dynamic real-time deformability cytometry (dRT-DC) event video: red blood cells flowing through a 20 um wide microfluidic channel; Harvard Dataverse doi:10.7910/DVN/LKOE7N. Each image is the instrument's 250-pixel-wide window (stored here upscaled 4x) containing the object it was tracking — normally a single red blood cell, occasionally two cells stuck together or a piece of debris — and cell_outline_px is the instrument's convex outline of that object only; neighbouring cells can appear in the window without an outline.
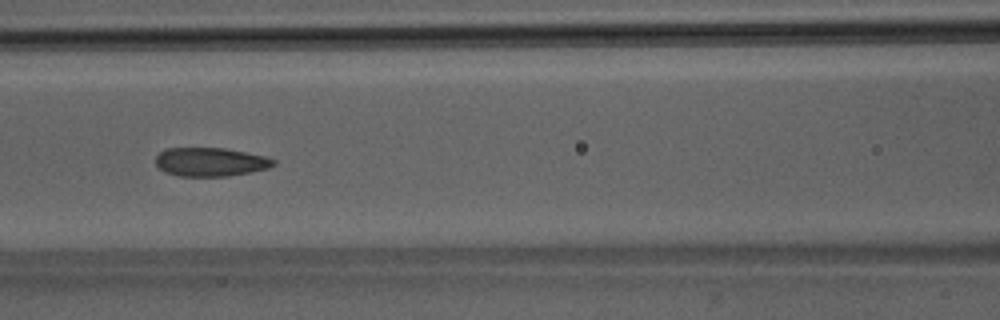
{"species": "Egyptian fruit bat (a non-hibernating species)", "species_latin": "Rousettus aegyptiacus", "temperature_condition": "room temperature", "stored_images_in_passage": 39, "camera_frame_rate_fps": 3000, "um_per_image_px": 0.085, "animal": {"sex": "male"}, "frame": {"image": 1, "passage_image": 11, "time_ms": 3.333, "image_size_px": [1000, 320], "cell_outline_px": [[276, 164], [268, 168], [228, 176], [180, 176], [164, 172], [156, 164], [156, 156], [164, 148], [224, 148], [264, 156], [276, 160]], "centroid_in_image_um": [17.86, 13.76], "position_along_channel_um": 148.7, "area_um2": 19.59}}
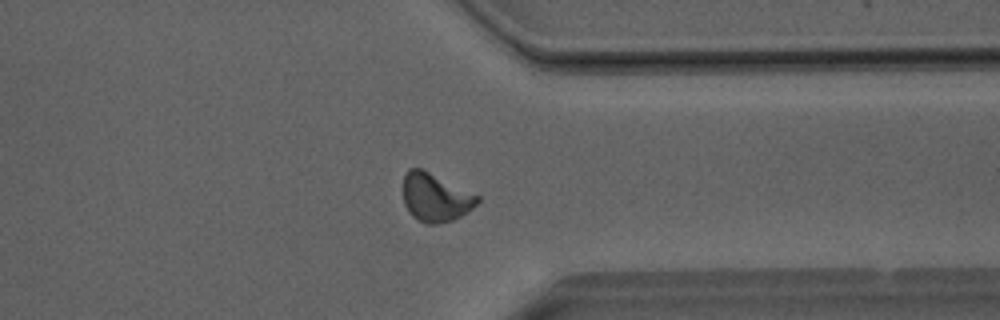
{"frame": {"image": 2, "passage_image": 28, "time_ms": 9.0, "image_size_px": [1000, 320], "cell_outline_px": [[480, 200], [468, 212], [452, 220], [436, 224], [424, 224], [412, 216], [404, 204], [404, 176], [408, 168], [420, 168], [480, 196]], "centroid_in_image_um": [37.0, 16.8], "position_along_channel_um": 374.4, "area_um2": 20.69}}
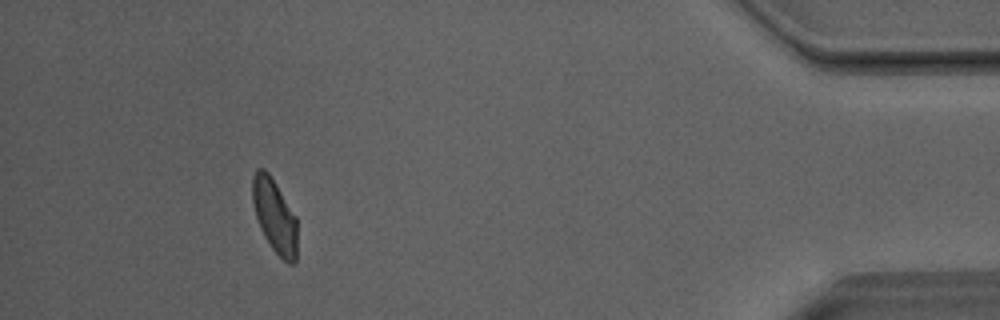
{"frame": {"image": 3, "passage_image": 35, "time_ms": 11.333, "image_size_px": [1000, 320], "cell_outline_px": [[296, 260], [292, 264], [288, 264], [272, 248], [264, 236], [260, 228], [256, 216], [252, 200], [252, 176], [256, 168], [264, 168], [268, 172], [276, 184], [296, 216]], "centroid_in_image_um": [23.32, 18.32], "position_along_channel_um": 411.9, "area_um2": 19.13}, "authors_computed_cell_mechanics": {"area_um2": 20.1722, "velocity_mm_per_s": 4.0388, "shape_relaxation_time_tau1_ms": 7.232, "shape_relaxation_time_tau2_ms": 1.4983, "deformation_change_tau1": 0.1658, "deformation_change_tau2": 0.071}}